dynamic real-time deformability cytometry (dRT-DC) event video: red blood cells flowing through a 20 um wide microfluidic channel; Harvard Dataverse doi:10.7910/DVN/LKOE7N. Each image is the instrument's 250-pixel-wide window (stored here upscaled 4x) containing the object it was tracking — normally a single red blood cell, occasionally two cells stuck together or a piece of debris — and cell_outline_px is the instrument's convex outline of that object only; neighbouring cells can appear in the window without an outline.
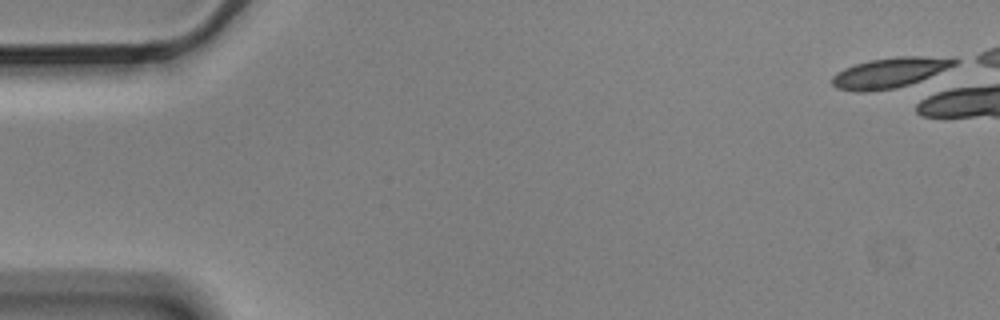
{"species": "Egyptian fruit bat (a non-hibernating species)", "species_latin": "Rousettus aegyptiacus", "temperature_condition": "cold", "stored_images_in_passage": 1, "camera_frame_rate_fps": 3000, "um_per_image_px": 0.085, "animal": {"sex": "male"}, "frame": {"image": 1, "passage_image": 1, "time_ms": 0.0, "image_size_px": [1000, 320], "cell_outline_px": [[964, 60], [948, 68], [920, 80], [896, 88], [868, 92], [856, 92], [836, 88], [832, 84], [832, 76], [836, 72], [844, 68], [868, 60], [896, 56], [956, 56]], "centroid_in_image_um": [75.68, 6.15], "position_along_channel_um": 9.3, "area_um2": 21.96}}